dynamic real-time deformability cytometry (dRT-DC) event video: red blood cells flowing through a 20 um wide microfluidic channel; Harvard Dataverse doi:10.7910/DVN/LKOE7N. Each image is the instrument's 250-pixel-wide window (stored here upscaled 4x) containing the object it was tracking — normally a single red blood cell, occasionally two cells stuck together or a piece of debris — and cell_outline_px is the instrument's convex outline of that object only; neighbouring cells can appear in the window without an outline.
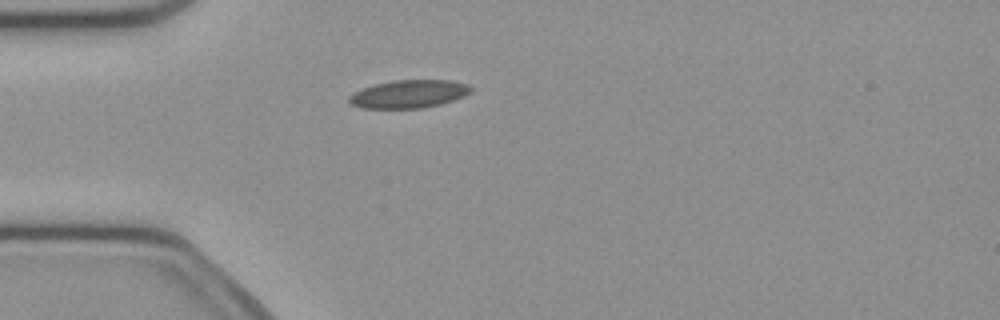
{"species": "common noctule bat (a hibernating species)", "species_latin": "Nyctalus noctula", "temperature_condition": "cold", "stored_images_in_passage": 39, "camera_frame_rate_fps": 3000, "um_per_image_px": 0.085, "animal": {"sex": "female", "body_mass_g": 21.9}, "frame": {"image": 1, "passage_image": 1, "time_ms": 0.0, "image_size_px": [1000, 320], "cell_outline_px": [[472, 92], [464, 96], [440, 104], [424, 108], [360, 108], [352, 104], [348, 100], [348, 96], [364, 88], [376, 84], [392, 80], [448, 80], [468, 84], [472, 88]], "centroid_in_image_um": [34.77, 7.99], "position_along_channel_um": 50.2, "area_um2": 19.77}}
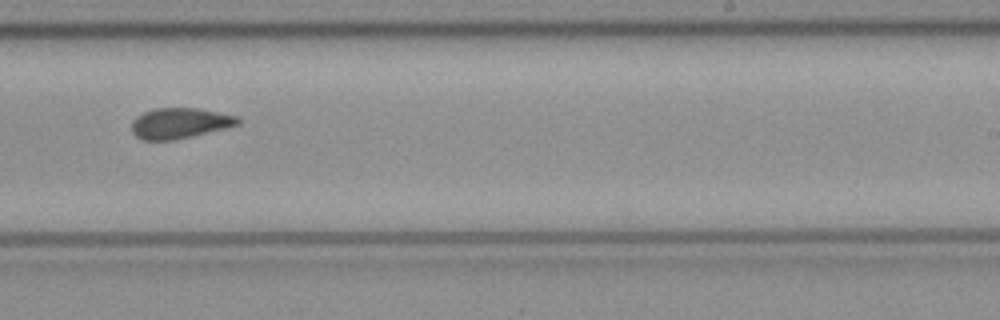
{"frame": {"image": 2, "passage_image": 19, "time_ms": 6.0, "image_size_px": [1000, 320], "cell_outline_px": [[240, 124], [224, 128], [172, 140], [144, 140], [136, 136], [132, 132], [132, 120], [136, 116], [144, 112], [156, 108], [200, 108], [236, 116], [240, 120]], "centroid_in_image_um": [15.25, 10.46], "position_along_channel_um": 273.8, "area_um2": 18.67}}
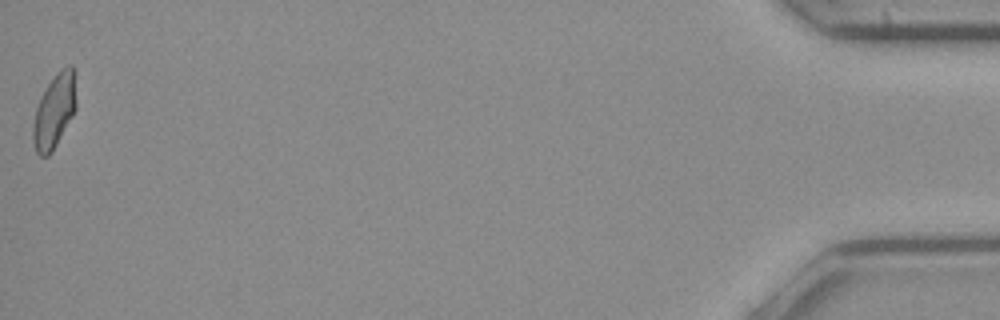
{"frame": {"image": 3, "passage_image": 39, "time_ms": 12.667, "image_size_px": [1000, 320], "cell_outline_px": [[76, 108], [72, 116], [52, 152], [48, 156], [40, 156], [36, 152], [32, 140], [32, 128], [36, 108], [40, 96], [56, 72], [60, 68], [68, 64], [72, 64], [76, 72]], "centroid_in_image_um": [4.63, 9.38], "position_along_channel_um": 430.6, "area_um2": 19.02}, "authors_computed_cell_mechanics": {"area_um2": 18.9584, "velocity_mm_per_s": 3.8948, "shape_relaxation_time_tau1_ms": null, "shape_relaxation_time_tau2_ms": 1.9607, "deformation_change_tau1": null, "deformation_change_tau2": 0.0737}}